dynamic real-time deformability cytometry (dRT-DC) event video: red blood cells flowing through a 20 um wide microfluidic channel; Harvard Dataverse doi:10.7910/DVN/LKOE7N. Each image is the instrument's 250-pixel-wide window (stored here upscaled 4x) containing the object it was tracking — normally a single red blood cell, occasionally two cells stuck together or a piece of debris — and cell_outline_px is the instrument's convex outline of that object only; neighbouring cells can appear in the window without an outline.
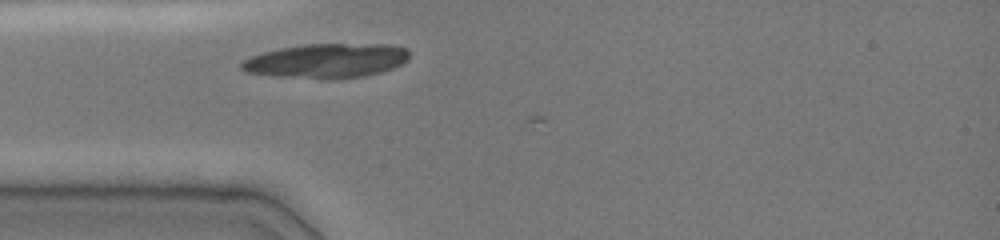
{"species": "common noctule bat (a hibernating species)", "species_latin": "Nyctalus noctula", "temperature_condition": "cold", "stored_images_in_passage": 3, "camera_frame_rate_fps": 3000, "um_per_image_px": 0.085, "animal": {"sex": "female", "body_mass_g": 19.0, "forearm_length_mm": 51.5}, "frame": {"image": 1, "passage_image": 1, "time_ms": 0.0, "image_size_px": [1000, 240], "cell_outline_px": [[408, 60], [392, 68], [380, 72], [364, 76], [332, 80], [328, 80], [280, 76], [248, 72], [240, 68], [240, 60], [264, 52], [280, 48], [304, 44], [392, 44], [408, 48]], "centroid_in_image_um": [27.77, 5.16], "position_along_channel_um": 57.2, "area_um2": 33.81}}